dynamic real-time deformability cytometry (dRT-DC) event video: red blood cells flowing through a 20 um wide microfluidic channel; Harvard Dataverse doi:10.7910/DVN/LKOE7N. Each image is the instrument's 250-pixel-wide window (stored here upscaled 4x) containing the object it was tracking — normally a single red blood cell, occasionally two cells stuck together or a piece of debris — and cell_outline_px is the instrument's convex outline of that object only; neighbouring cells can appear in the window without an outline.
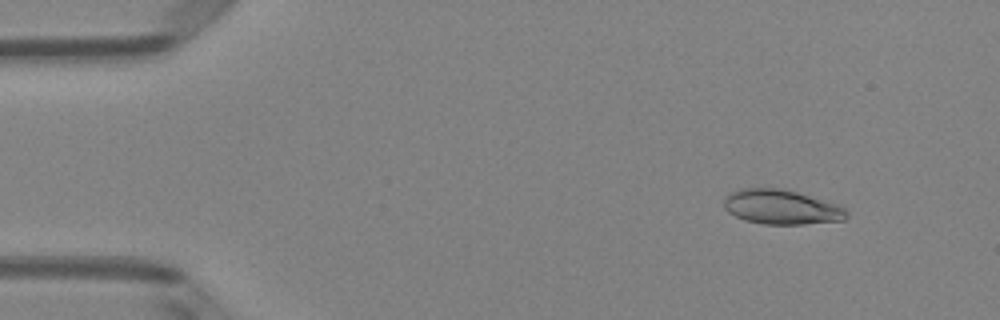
{"species": "Egyptian fruit bat (a non-hibernating species)", "species_latin": "Rousettus aegyptiacus", "temperature_condition": "room temperature", "stored_images_in_passage": 51, "camera_frame_rate_fps": 3000, "um_per_image_px": 0.085, "animal": {"sex": "female"}, "frame": {"image": 1, "passage_image": 6, "time_ms": 1.667, "image_size_px": [1000, 320], "cell_outline_px": [[848, 216], [844, 220], [804, 224], [764, 224], [744, 220], [728, 212], [724, 208], [724, 196], [740, 188], [784, 188], [840, 204], [848, 212]], "centroid_in_image_um": [66.44, 17.59], "position_along_channel_um": 18.6, "area_um2": 25.03}}
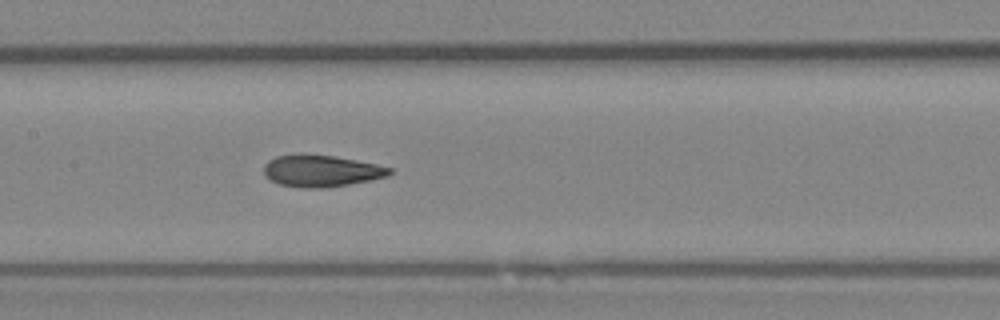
{"frame": {"image": 2, "passage_image": 25, "time_ms": 8.0, "image_size_px": [1000, 320], "cell_outline_px": [[392, 172], [388, 176], [348, 184], [324, 188], [304, 188], [280, 184], [272, 180], [264, 172], [264, 164], [268, 160], [276, 156], [300, 152], [304, 152], [332, 156], [356, 160], [376, 164], [392, 168]], "centroid_in_image_um": [27.28, 14.5], "position_along_channel_um": 180.1, "area_um2": 23.35}}
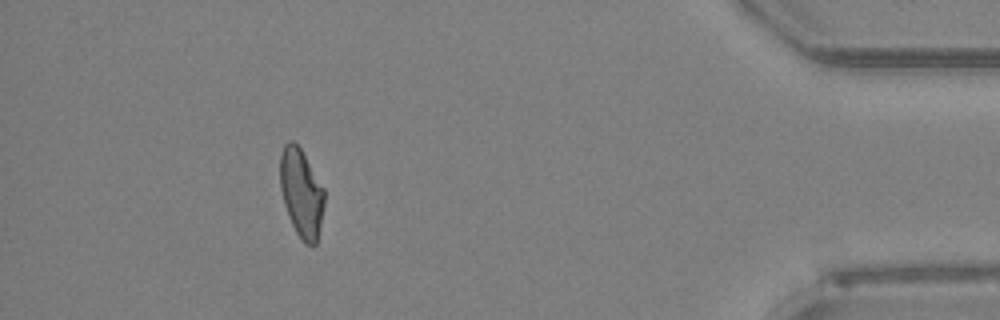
{"frame": {"image": 3, "passage_image": 46, "time_ms": 15.0, "image_size_px": [1000, 320], "cell_outline_px": [[324, 204], [316, 244], [312, 248], [304, 244], [296, 232], [288, 216], [284, 204], [280, 188], [280, 152], [284, 144], [288, 140], [292, 140], [300, 148], [324, 188]], "centroid_in_image_um": [25.6, 16.41], "position_along_channel_um": 409.6, "area_um2": 22.83}, "authors_computed_cell_mechanics": {"area_um2": 23.2934, "velocity_mm_per_s": 4.05, "shape_relaxation_time_tau1_ms": null, "shape_relaxation_time_tau2_ms": 2.0289, "deformation_change_tau1": null, "deformation_change_tau2": 0.0786}}